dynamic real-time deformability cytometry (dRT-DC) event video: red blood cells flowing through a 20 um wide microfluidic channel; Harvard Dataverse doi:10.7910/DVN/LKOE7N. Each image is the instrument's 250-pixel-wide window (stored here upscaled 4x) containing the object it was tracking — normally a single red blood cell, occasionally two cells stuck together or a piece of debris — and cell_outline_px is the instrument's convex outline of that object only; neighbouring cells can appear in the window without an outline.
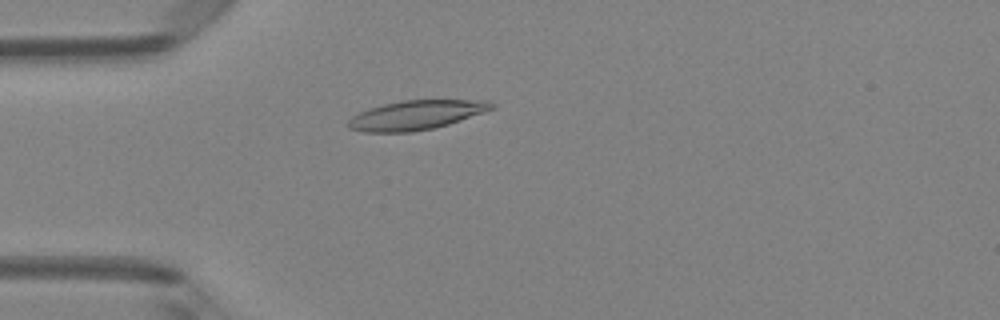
{"species": "Egyptian fruit bat (a non-hibernating species)", "species_latin": "Rousettus aegyptiacus", "temperature_condition": "room temperature", "stored_images_in_passage": 4, "camera_frame_rate_fps": 3000, "um_per_image_px": 0.085, "animal": {"sex": "female"}, "frame": {"image": 1, "passage_image": 4, "time_ms": 1.0, "image_size_px": [1000, 320], "cell_outline_px": [[496, 108], [448, 124], [432, 128], [412, 132], [364, 132], [348, 128], [348, 120], [352, 116], [360, 112], [384, 104], [404, 100], [488, 100], [496, 104]], "centroid_in_image_um": [35.4, 9.78], "position_along_channel_um": 49.6, "area_um2": 24.33}}